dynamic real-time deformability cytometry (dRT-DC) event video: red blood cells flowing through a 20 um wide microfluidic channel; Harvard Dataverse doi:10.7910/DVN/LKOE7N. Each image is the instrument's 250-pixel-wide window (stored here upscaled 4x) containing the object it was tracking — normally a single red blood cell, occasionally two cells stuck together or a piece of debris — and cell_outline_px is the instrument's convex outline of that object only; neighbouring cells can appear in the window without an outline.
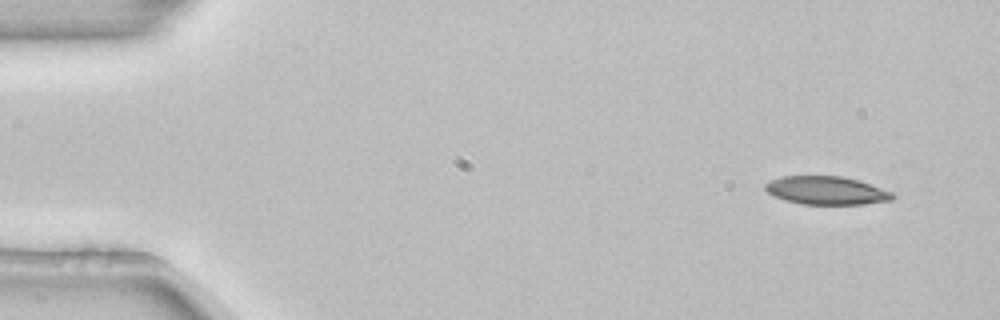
{"species": "common noctule bat (a hibernating species)", "species_latin": "Nyctalus noctula", "temperature_condition": "room temperature", "stored_images_in_passage": 3, "camera_frame_rate_fps": 3000, "um_per_image_px": 0.085, "animal": {"sex": "female", "body_mass_g": 22.7, "forearm_length_mm": 54.2}, "frame": {"image": 1, "passage_image": 1, "time_ms": 0.0, "image_size_px": [1000, 320], "cell_outline_px": [[896, 196], [892, 200], [864, 204], [800, 204], [784, 200], [768, 192], [764, 188], [764, 184], [780, 176], [840, 176], [860, 180], [896, 192]], "centroid_in_image_um": [70.31, 16.19], "position_along_channel_um": 14.7, "area_um2": 21.21}}